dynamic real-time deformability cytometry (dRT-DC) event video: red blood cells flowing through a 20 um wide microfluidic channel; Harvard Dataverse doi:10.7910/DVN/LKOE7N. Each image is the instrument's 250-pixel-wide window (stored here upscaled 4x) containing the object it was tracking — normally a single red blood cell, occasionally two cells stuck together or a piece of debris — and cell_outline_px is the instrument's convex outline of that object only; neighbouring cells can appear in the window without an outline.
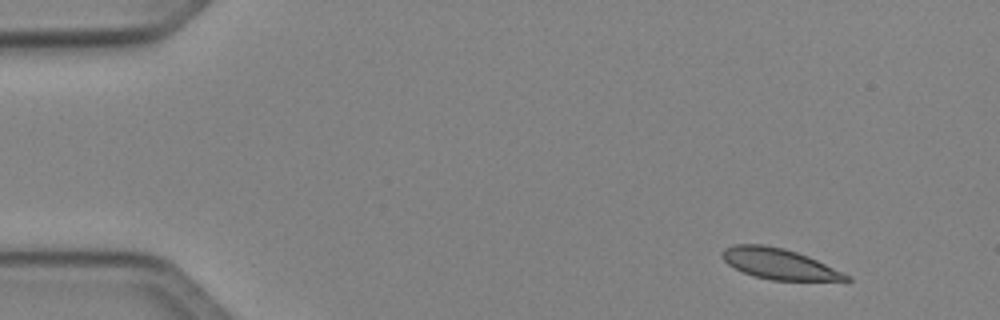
{"species": "Egyptian fruit bat (a non-hibernating species)", "species_latin": "Rousettus aegyptiacus", "temperature_condition": "cold", "stored_images_in_passage": 46, "camera_frame_rate_fps": 3000, "um_per_image_px": 0.085, "animal": {"sex": "female"}, "frame": {"image": 1, "passage_image": 1, "time_ms": 0.0, "image_size_px": [1000, 320], "cell_outline_px": [[852, 280], [772, 280], [756, 276], [744, 272], [728, 264], [720, 256], [720, 252], [724, 248], [736, 244], [764, 244], [796, 252], [808, 256], [844, 272], [852, 276]], "centroid_in_image_um": [66.22, 22.42], "position_along_channel_um": 18.8, "area_um2": 21.96}}
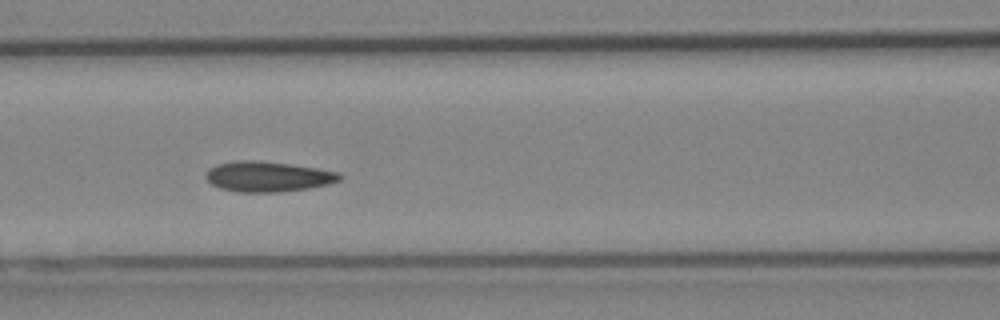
{"frame": {"image": 2, "passage_image": 18, "time_ms": 5.667, "image_size_px": [1000, 320], "cell_outline_px": [[344, 176], [340, 180], [328, 184], [308, 188], [280, 192], [236, 192], [220, 188], [212, 184], [204, 176], [208, 168], [216, 164], [236, 160], [256, 160], [288, 164], [316, 168], [340, 172]], "centroid_in_image_um": [22.75, 15.0], "position_along_channel_um": 143.9, "area_um2": 23.76}}
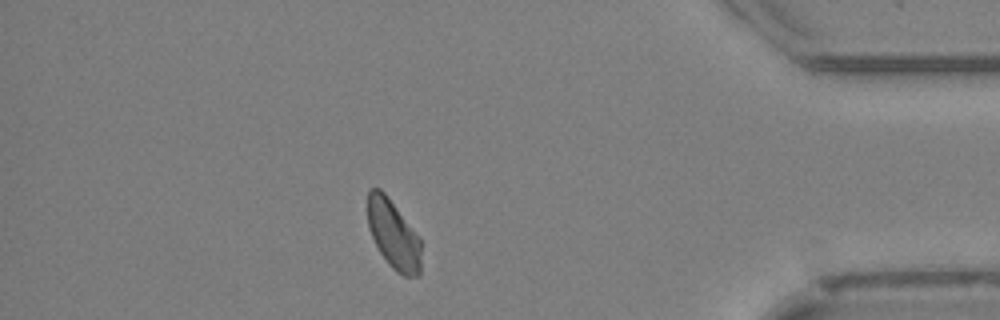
{"frame": {"image": 3, "passage_image": 40, "time_ms": 13.0, "image_size_px": [1000, 320], "cell_outline_px": [[420, 272], [416, 276], [404, 276], [396, 272], [388, 264], [380, 252], [368, 228], [368, 192], [372, 188], [380, 188], [384, 192], [420, 236]], "centroid_in_image_um": [33.44, 19.93], "position_along_channel_um": 401.8, "area_um2": 21.39}, "authors_computed_cell_mechanics": {"area_um2": 22.6576, "velocity_mm_per_s": 4.0243, "shape_relaxation_time_tau1_ms": null, "shape_relaxation_time_tau2_ms": 3.6726, "deformation_change_tau1": null, "deformation_change_tau2": 0.0638}}